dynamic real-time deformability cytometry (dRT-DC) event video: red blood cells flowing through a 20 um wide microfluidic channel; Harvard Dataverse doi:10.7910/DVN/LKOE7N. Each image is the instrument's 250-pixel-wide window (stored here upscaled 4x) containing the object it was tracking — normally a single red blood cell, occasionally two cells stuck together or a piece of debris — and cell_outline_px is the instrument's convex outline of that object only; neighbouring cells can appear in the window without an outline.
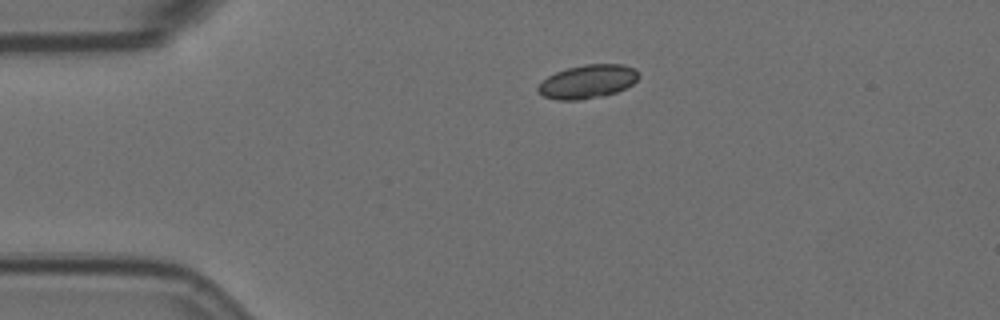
{"species": "Egyptian fruit bat (a non-hibernating species)", "species_latin": "Rousettus aegyptiacus", "temperature_condition": "room temperature", "stored_images_in_passage": 10, "camera_frame_rate_fps": 3000, "um_per_image_px": 0.085, "animal": {"sex": "female"}, "frame": {"image": 1, "passage_image": 1, "time_ms": 0.0, "image_size_px": [1000, 320], "cell_outline_px": [[640, 76], [632, 84], [616, 92], [604, 96], [580, 100], [556, 100], [544, 96], [536, 92], [536, 88], [548, 76], [556, 72], [568, 68], [584, 64], [624, 64], [636, 68], [640, 72]], "centroid_in_image_um": [49.97, 6.93], "position_along_channel_um": 35.0, "area_um2": 19.88}}
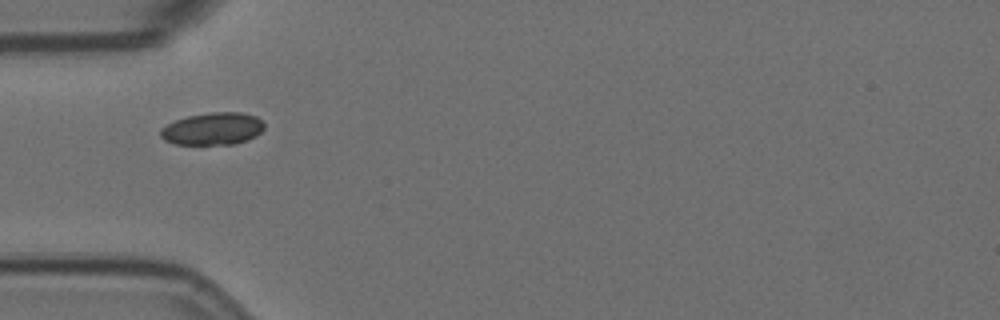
{"frame": {"image": 2, "passage_image": 7, "time_ms": 2.0, "image_size_px": [1000, 320], "cell_outline_px": [[264, 128], [256, 136], [248, 140], [236, 144], [176, 144], [164, 140], [160, 136], [160, 128], [176, 120], [188, 116], [212, 112], [240, 112], [256, 116], [264, 124]], "centroid_in_image_um": [18.09, 10.95], "position_along_channel_um": 66.9, "area_um2": 19.54}}
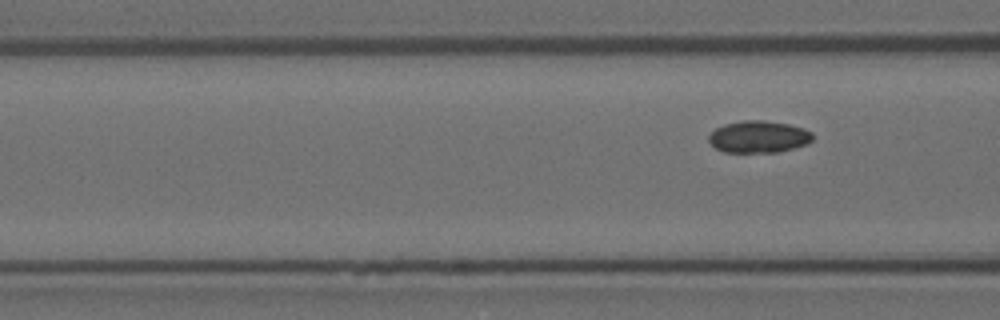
{"frame": {"image": 3, "passage_image": 10, "time_ms": 3.0, "image_size_px": [1000, 320], "cell_outline_px": [[812, 140], [808, 144], [780, 152], [724, 152], [716, 148], [708, 140], [708, 136], [716, 128], [724, 124], [744, 120], [764, 120], [788, 124], [804, 128], [812, 132]], "centroid_in_image_um": [64.5, 11.62], "position_along_channel_um": 102.1, "area_um2": 19.42}}